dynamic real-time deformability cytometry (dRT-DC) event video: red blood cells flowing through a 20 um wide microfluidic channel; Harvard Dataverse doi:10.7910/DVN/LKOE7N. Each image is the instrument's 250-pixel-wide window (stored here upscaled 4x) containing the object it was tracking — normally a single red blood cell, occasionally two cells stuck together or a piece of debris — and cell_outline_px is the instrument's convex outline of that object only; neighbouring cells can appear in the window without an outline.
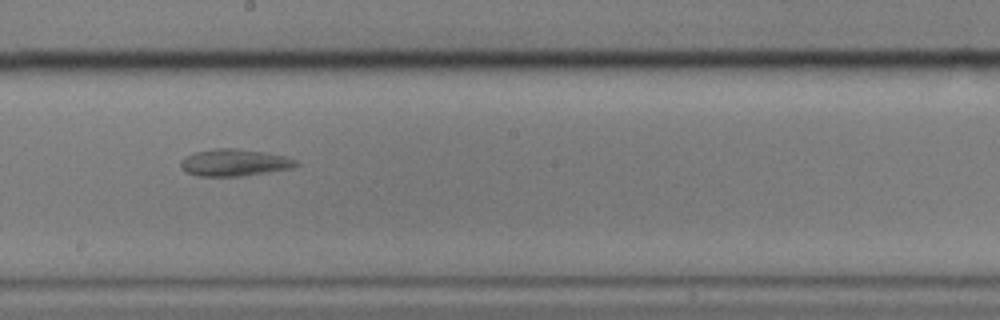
{"species": "common noctule bat (a hibernating species)", "species_latin": "Nyctalus noctula", "temperature_condition": "cold", "stored_images_in_passage": 14, "camera_frame_rate_fps": 3000, "um_per_image_px": 0.085, "animal": {"sex": "male", "body_mass_g": 17.9}, "frame": {"image": 1, "passage_image": 8, "time_ms": 9.667, "image_size_px": [1000, 320], "cell_outline_px": [[300, 164], [296, 168], [244, 176], [196, 176], [184, 172], [180, 168], [180, 160], [196, 152], [216, 148], [236, 148], [264, 152], [288, 156], [296, 160]], "centroid_in_image_um": [19.97, 13.83], "position_along_channel_um": 228.2, "area_um2": 18.5}}
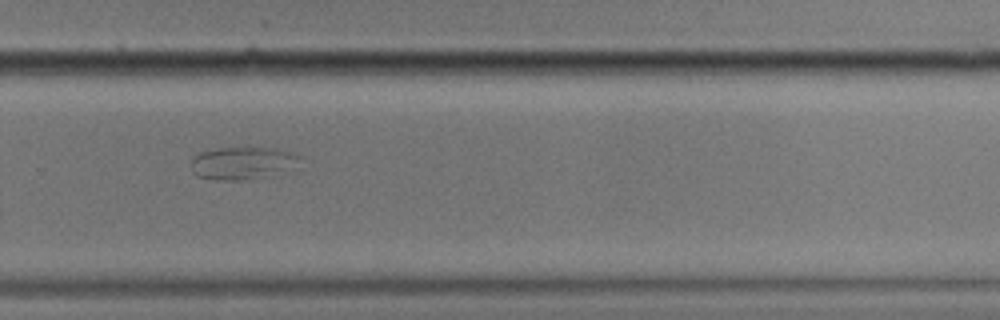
{"frame": {"image": 2, "passage_image": 10, "time_ms": 12.0, "image_size_px": [1000, 320], "cell_outline_px": [[300, 156], [280, 168], [264, 176], [240, 180], [216, 180], [196, 176], [192, 172], [192, 160], [200, 152], [216, 148], [276, 148], [292, 152]], "centroid_in_image_um": [20.39, 13.84], "position_along_channel_um": 309.4, "area_um2": 19.36}}